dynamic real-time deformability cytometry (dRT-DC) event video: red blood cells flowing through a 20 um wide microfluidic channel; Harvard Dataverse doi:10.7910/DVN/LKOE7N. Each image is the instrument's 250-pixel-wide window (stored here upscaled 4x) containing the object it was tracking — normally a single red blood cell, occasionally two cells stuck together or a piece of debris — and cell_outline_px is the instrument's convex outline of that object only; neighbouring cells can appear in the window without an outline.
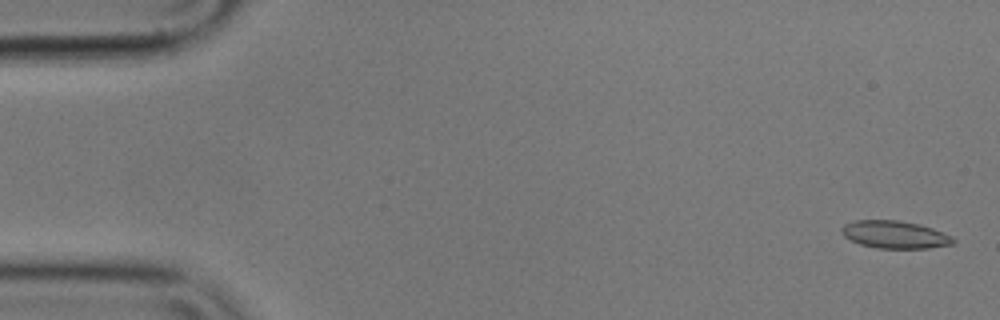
{"species": "common noctule bat (a hibernating species)", "species_latin": "Nyctalus noctula", "temperature_condition": "cold", "stored_images_in_passage": 55, "camera_frame_rate_fps": 3000, "um_per_image_px": 0.085, "animal": {"sex": "male", "body_mass_g": 17.9}, "frame": {"image": 1, "passage_image": 2, "time_ms": 0.333, "image_size_px": [1000, 320], "cell_outline_px": [[956, 244], [928, 248], [876, 248], [860, 244], [844, 236], [840, 232], [840, 228], [844, 224], [852, 220], [896, 220], [920, 224], [944, 232], [952, 236], [956, 240]], "centroid_in_image_um": [76.07, 19.93], "position_along_channel_um": 8.9, "area_um2": 18.15}}
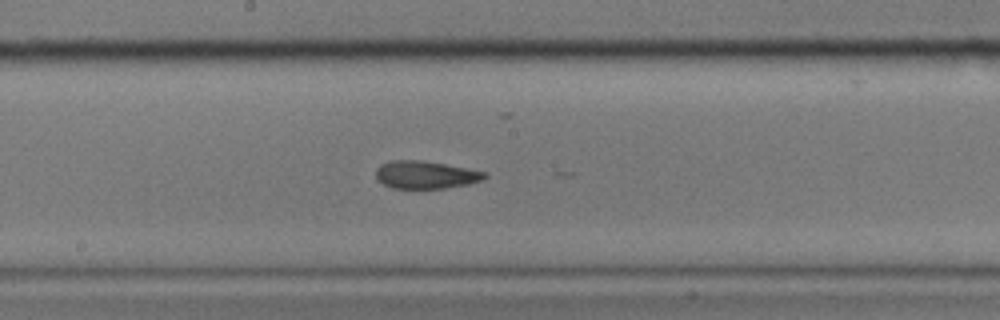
{"frame": {"image": 2, "passage_image": 30, "time_ms": 9.667, "image_size_px": [1000, 320], "cell_outline_px": [[488, 176], [484, 180], [468, 184], [444, 188], [392, 188], [384, 184], [376, 176], [376, 168], [380, 164], [392, 160], [420, 160], [444, 164], [484, 172]], "centroid_in_image_um": [36.16, 14.85], "position_along_channel_um": 212.0, "area_um2": 17.34}}
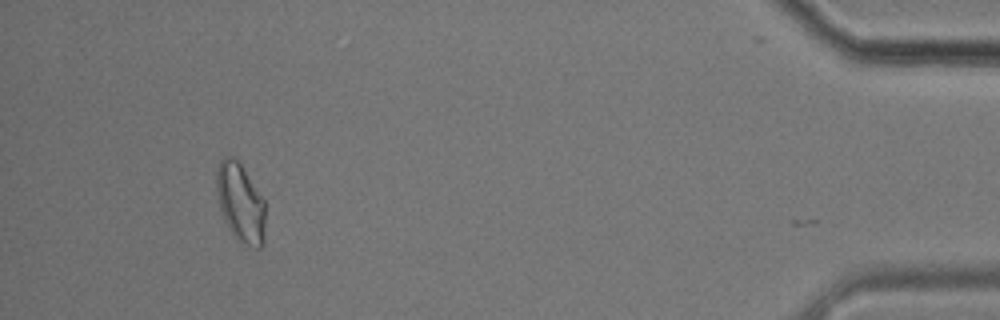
{"frame": {"image": 3, "passage_image": 53, "time_ms": 17.333, "image_size_px": [1000, 320], "cell_outline_px": [[264, 240], [260, 248], [256, 248], [240, 244], [224, 220], [220, 208], [216, 188], [216, 168], [220, 160], [224, 156], [232, 156], [240, 164], [264, 200]], "centroid_in_image_um": [20.42, 17.25], "position_along_channel_um": 414.8, "area_um2": 22.25}, "authors_computed_cell_mechanics": {"area_um2": 18.1492, "velocity_mm_per_s": 3.5117, "shape_relaxation_time_tau1_ms": 3.0446, "shape_relaxation_time_tau2_ms": 2.1921, "deformation_change_tau1": 0.1061, "deformation_change_tau2": 0.0763}}